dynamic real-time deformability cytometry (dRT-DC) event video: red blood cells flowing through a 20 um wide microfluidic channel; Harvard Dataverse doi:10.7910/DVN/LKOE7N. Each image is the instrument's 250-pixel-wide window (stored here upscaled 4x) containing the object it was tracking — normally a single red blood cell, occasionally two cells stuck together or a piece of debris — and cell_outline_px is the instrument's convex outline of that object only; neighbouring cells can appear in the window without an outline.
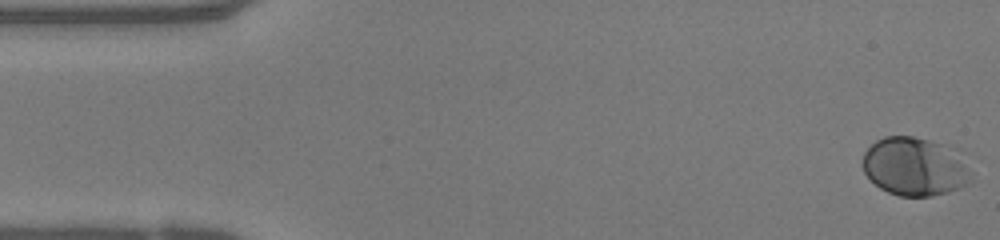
{"species": "human", "species_latin": "Homo sapiens", "temperature_condition": "warm", "stored_images_in_passage": 48, "camera_frame_rate_fps": 3000, "um_per_image_px": 0.085, "donor": {"sex": "female"}, "frame": {"image": 1, "passage_image": 1, "time_ms": 0.0, "image_size_px": [1000, 240], "cell_outline_px": [[968, 184], [960, 188], [948, 192], [932, 196], [900, 196], [888, 192], [880, 188], [864, 172], [860, 164], [864, 152], [876, 140], [884, 136], [912, 136], [960, 148], [968, 180]], "centroid_in_image_um": [77.72, 14.14], "position_along_channel_um": 7.3, "area_um2": 36.99}}
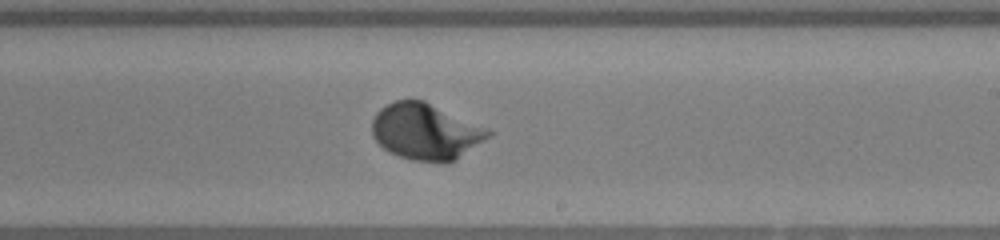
{"frame": {"image": 2, "passage_image": 28, "time_ms": 9.0, "image_size_px": [1000, 240], "cell_outline_px": [[492, 132], [488, 136], [456, 160], [448, 164], [444, 164], [412, 160], [400, 156], [384, 148], [372, 136], [372, 120], [376, 112], [380, 108], [396, 100], [424, 100], [488, 128]], "centroid_in_image_um": [36.17, 11.19], "position_along_channel_um": 252.8, "area_um2": 37.97}}
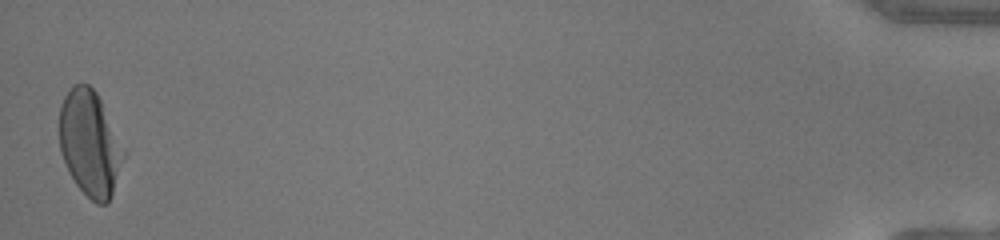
{"frame": {"image": 3, "passage_image": 48, "time_ms": 15.667, "image_size_px": [1000, 240], "cell_outline_px": [[124, 156], [108, 204], [96, 204], [76, 184], [60, 152], [60, 108], [64, 96], [72, 84], [88, 84], [96, 92], [100, 100], [124, 152]], "centroid_in_image_um": [7.6, 12.18], "position_along_channel_um": 427.6, "area_um2": 38.38}, "authors_computed_cell_mechanics": {"area_um2": 35.6915, "velocity_mm_per_s": 4.1576, "shape_relaxation_time_tau1_ms": 2.3283, "shape_relaxation_time_tau2_ms": null, "deformation_change_tau1": 0.1628, "deformation_change_tau2": null}}